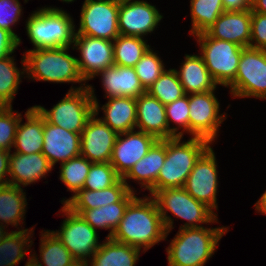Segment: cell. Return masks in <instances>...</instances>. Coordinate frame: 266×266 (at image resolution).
Returning <instances> with one entry per match:
<instances>
[{
    "instance_id": "cell-31",
    "label": "cell",
    "mask_w": 266,
    "mask_h": 266,
    "mask_svg": "<svg viewBox=\"0 0 266 266\" xmlns=\"http://www.w3.org/2000/svg\"><path fill=\"white\" fill-rule=\"evenodd\" d=\"M11 231L0 242V266L17 265L26 256L27 251L31 248L33 241L30 239L33 235V227L30 229ZM30 247V248H29Z\"/></svg>"
},
{
    "instance_id": "cell-42",
    "label": "cell",
    "mask_w": 266,
    "mask_h": 266,
    "mask_svg": "<svg viewBox=\"0 0 266 266\" xmlns=\"http://www.w3.org/2000/svg\"><path fill=\"white\" fill-rule=\"evenodd\" d=\"M22 6L19 0H0V28L9 31L21 44V38L12 30L22 15Z\"/></svg>"
},
{
    "instance_id": "cell-15",
    "label": "cell",
    "mask_w": 266,
    "mask_h": 266,
    "mask_svg": "<svg viewBox=\"0 0 266 266\" xmlns=\"http://www.w3.org/2000/svg\"><path fill=\"white\" fill-rule=\"evenodd\" d=\"M156 6L144 0H120L118 13L119 34L142 37L154 31L162 20Z\"/></svg>"
},
{
    "instance_id": "cell-16",
    "label": "cell",
    "mask_w": 266,
    "mask_h": 266,
    "mask_svg": "<svg viewBox=\"0 0 266 266\" xmlns=\"http://www.w3.org/2000/svg\"><path fill=\"white\" fill-rule=\"evenodd\" d=\"M156 141L157 139L153 135L139 130L118 134L110 164L115 168L116 173L123 178L147 154Z\"/></svg>"
},
{
    "instance_id": "cell-20",
    "label": "cell",
    "mask_w": 266,
    "mask_h": 266,
    "mask_svg": "<svg viewBox=\"0 0 266 266\" xmlns=\"http://www.w3.org/2000/svg\"><path fill=\"white\" fill-rule=\"evenodd\" d=\"M205 33L214 39L249 47L251 40V9L245 11H224Z\"/></svg>"
},
{
    "instance_id": "cell-11",
    "label": "cell",
    "mask_w": 266,
    "mask_h": 266,
    "mask_svg": "<svg viewBox=\"0 0 266 266\" xmlns=\"http://www.w3.org/2000/svg\"><path fill=\"white\" fill-rule=\"evenodd\" d=\"M66 216L58 231L51 230L76 260L88 261L99 249L98 233L80 214L72 212L64 204L60 212Z\"/></svg>"
},
{
    "instance_id": "cell-36",
    "label": "cell",
    "mask_w": 266,
    "mask_h": 266,
    "mask_svg": "<svg viewBox=\"0 0 266 266\" xmlns=\"http://www.w3.org/2000/svg\"><path fill=\"white\" fill-rule=\"evenodd\" d=\"M91 164L92 162L82 155L60 164L59 179L64 183L68 191L73 192L72 196L83 189Z\"/></svg>"
},
{
    "instance_id": "cell-27",
    "label": "cell",
    "mask_w": 266,
    "mask_h": 266,
    "mask_svg": "<svg viewBox=\"0 0 266 266\" xmlns=\"http://www.w3.org/2000/svg\"><path fill=\"white\" fill-rule=\"evenodd\" d=\"M130 192L123 178L102 190L82 189L69 199L61 200L68 209H93L120 202Z\"/></svg>"
},
{
    "instance_id": "cell-39",
    "label": "cell",
    "mask_w": 266,
    "mask_h": 266,
    "mask_svg": "<svg viewBox=\"0 0 266 266\" xmlns=\"http://www.w3.org/2000/svg\"><path fill=\"white\" fill-rule=\"evenodd\" d=\"M139 81L147 91L165 70L163 60L151 47L134 66Z\"/></svg>"
},
{
    "instance_id": "cell-32",
    "label": "cell",
    "mask_w": 266,
    "mask_h": 266,
    "mask_svg": "<svg viewBox=\"0 0 266 266\" xmlns=\"http://www.w3.org/2000/svg\"><path fill=\"white\" fill-rule=\"evenodd\" d=\"M22 59L21 65L24 68L21 71L16 67L13 56L0 58V106L2 107H12L13 99L17 94L20 82H22L20 77L26 73L24 54Z\"/></svg>"
},
{
    "instance_id": "cell-5",
    "label": "cell",
    "mask_w": 266,
    "mask_h": 266,
    "mask_svg": "<svg viewBox=\"0 0 266 266\" xmlns=\"http://www.w3.org/2000/svg\"><path fill=\"white\" fill-rule=\"evenodd\" d=\"M27 35L35 49L71 47L75 37L74 20L61 8L42 7L26 21Z\"/></svg>"
},
{
    "instance_id": "cell-34",
    "label": "cell",
    "mask_w": 266,
    "mask_h": 266,
    "mask_svg": "<svg viewBox=\"0 0 266 266\" xmlns=\"http://www.w3.org/2000/svg\"><path fill=\"white\" fill-rule=\"evenodd\" d=\"M142 37L119 35L113 40L114 64L134 67L151 47Z\"/></svg>"
},
{
    "instance_id": "cell-23",
    "label": "cell",
    "mask_w": 266,
    "mask_h": 266,
    "mask_svg": "<svg viewBox=\"0 0 266 266\" xmlns=\"http://www.w3.org/2000/svg\"><path fill=\"white\" fill-rule=\"evenodd\" d=\"M136 128L153 135L157 140L169 138L165 105L148 92L136 98Z\"/></svg>"
},
{
    "instance_id": "cell-8",
    "label": "cell",
    "mask_w": 266,
    "mask_h": 266,
    "mask_svg": "<svg viewBox=\"0 0 266 266\" xmlns=\"http://www.w3.org/2000/svg\"><path fill=\"white\" fill-rule=\"evenodd\" d=\"M199 54L217 85L228 86L234 81L243 47L220 39L209 37L205 32L194 35Z\"/></svg>"
},
{
    "instance_id": "cell-30",
    "label": "cell",
    "mask_w": 266,
    "mask_h": 266,
    "mask_svg": "<svg viewBox=\"0 0 266 266\" xmlns=\"http://www.w3.org/2000/svg\"><path fill=\"white\" fill-rule=\"evenodd\" d=\"M22 188L10 184L0 187V225L6 228L8 225L17 228L19 224L22 228L27 208L26 193Z\"/></svg>"
},
{
    "instance_id": "cell-50",
    "label": "cell",
    "mask_w": 266,
    "mask_h": 266,
    "mask_svg": "<svg viewBox=\"0 0 266 266\" xmlns=\"http://www.w3.org/2000/svg\"><path fill=\"white\" fill-rule=\"evenodd\" d=\"M68 266H88V265H87V261L75 260L71 264H69Z\"/></svg>"
},
{
    "instance_id": "cell-3",
    "label": "cell",
    "mask_w": 266,
    "mask_h": 266,
    "mask_svg": "<svg viewBox=\"0 0 266 266\" xmlns=\"http://www.w3.org/2000/svg\"><path fill=\"white\" fill-rule=\"evenodd\" d=\"M69 49L70 47L26 50V77L53 83H81V89L87 87L80 74L77 57L68 54Z\"/></svg>"
},
{
    "instance_id": "cell-48",
    "label": "cell",
    "mask_w": 266,
    "mask_h": 266,
    "mask_svg": "<svg viewBox=\"0 0 266 266\" xmlns=\"http://www.w3.org/2000/svg\"><path fill=\"white\" fill-rule=\"evenodd\" d=\"M255 209L258 213L266 214V190L261 195L260 199L254 204Z\"/></svg>"
},
{
    "instance_id": "cell-24",
    "label": "cell",
    "mask_w": 266,
    "mask_h": 266,
    "mask_svg": "<svg viewBox=\"0 0 266 266\" xmlns=\"http://www.w3.org/2000/svg\"><path fill=\"white\" fill-rule=\"evenodd\" d=\"M101 76L105 98L132 97L137 98L146 91L142 87L134 67H123L114 64L99 72Z\"/></svg>"
},
{
    "instance_id": "cell-1",
    "label": "cell",
    "mask_w": 266,
    "mask_h": 266,
    "mask_svg": "<svg viewBox=\"0 0 266 266\" xmlns=\"http://www.w3.org/2000/svg\"><path fill=\"white\" fill-rule=\"evenodd\" d=\"M166 229L151 196H137L128 204L124 216L113 232L111 239L131 245L143 252L156 243L166 241Z\"/></svg>"
},
{
    "instance_id": "cell-9",
    "label": "cell",
    "mask_w": 266,
    "mask_h": 266,
    "mask_svg": "<svg viewBox=\"0 0 266 266\" xmlns=\"http://www.w3.org/2000/svg\"><path fill=\"white\" fill-rule=\"evenodd\" d=\"M228 87L233 98L266 99V50L243 48L235 79Z\"/></svg>"
},
{
    "instance_id": "cell-10",
    "label": "cell",
    "mask_w": 266,
    "mask_h": 266,
    "mask_svg": "<svg viewBox=\"0 0 266 266\" xmlns=\"http://www.w3.org/2000/svg\"><path fill=\"white\" fill-rule=\"evenodd\" d=\"M120 0H85L76 34L113 41L119 36Z\"/></svg>"
},
{
    "instance_id": "cell-26",
    "label": "cell",
    "mask_w": 266,
    "mask_h": 266,
    "mask_svg": "<svg viewBox=\"0 0 266 266\" xmlns=\"http://www.w3.org/2000/svg\"><path fill=\"white\" fill-rule=\"evenodd\" d=\"M180 70H176L185 94L205 93L216 90L217 84L211 77L202 57L185 54Z\"/></svg>"
},
{
    "instance_id": "cell-51",
    "label": "cell",
    "mask_w": 266,
    "mask_h": 266,
    "mask_svg": "<svg viewBox=\"0 0 266 266\" xmlns=\"http://www.w3.org/2000/svg\"><path fill=\"white\" fill-rule=\"evenodd\" d=\"M7 235L8 231L6 232L5 226L0 225V242L3 241Z\"/></svg>"
},
{
    "instance_id": "cell-49",
    "label": "cell",
    "mask_w": 266,
    "mask_h": 266,
    "mask_svg": "<svg viewBox=\"0 0 266 266\" xmlns=\"http://www.w3.org/2000/svg\"><path fill=\"white\" fill-rule=\"evenodd\" d=\"M25 266H41V264L30 254L28 261Z\"/></svg>"
},
{
    "instance_id": "cell-46",
    "label": "cell",
    "mask_w": 266,
    "mask_h": 266,
    "mask_svg": "<svg viewBox=\"0 0 266 266\" xmlns=\"http://www.w3.org/2000/svg\"><path fill=\"white\" fill-rule=\"evenodd\" d=\"M224 11H245L251 9L250 0H222Z\"/></svg>"
},
{
    "instance_id": "cell-17",
    "label": "cell",
    "mask_w": 266,
    "mask_h": 266,
    "mask_svg": "<svg viewBox=\"0 0 266 266\" xmlns=\"http://www.w3.org/2000/svg\"><path fill=\"white\" fill-rule=\"evenodd\" d=\"M117 136L94 114L81 132L80 155L92 163L110 162Z\"/></svg>"
},
{
    "instance_id": "cell-13",
    "label": "cell",
    "mask_w": 266,
    "mask_h": 266,
    "mask_svg": "<svg viewBox=\"0 0 266 266\" xmlns=\"http://www.w3.org/2000/svg\"><path fill=\"white\" fill-rule=\"evenodd\" d=\"M210 146L196 161L188 175L184 189L196 200L205 204L213 212L218 209V171L213 148Z\"/></svg>"
},
{
    "instance_id": "cell-43",
    "label": "cell",
    "mask_w": 266,
    "mask_h": 266,
    "mask_svg": "<svg viewBox=\"0 0 266 266\" xmlns=\"http://www.w3.org/2000/svg\"><path fill=\"white\" fill-rule=\"evenodd\" d=\"M250 48L266 50V15L251 12Z\"/></svg>"
},
{
    "instance_id": "cell-22",
    "label": "cell",
    "mask_w": 266,
    "mask_h": 266,
    "mask_svg": "<svg viewBox=\"0 0 266 266\" xmlns=\"http://www.w3.org/2000/svg\"><path fill=\"white\" fill-rule=\"evenodd\" d=\"M52 166L43 153H15L9 158V184L26 187L33 184L52 170Z\"/></svg>"
},
{
    "instance_id": "cell-52",
    "label": "cell",
    "mask_w": 266,
    "mask_h": 266,
    "mask_svg": "<svg viewBox=\"0 0 266 266\" xmlns=\"http://www.w3.org/2000/svg\"><path fill=\"white\" fill-rule=\"evenodd\" d=\"M61 1L66 2V3H72V2H74L75 0H61Z\"/></svg>"
},
{
    "instance_id": "cell-33",
    "label": "cell",
    "mask_w": 266,
    "mask_h": 266,
    "mask_svg": "<svg viewBox=\"0 0 266 266\" xmlns=\"http://www.w3.org/2000/svg\"><path fill=\"white\" fill-rule=\"evenodd\" d=\"M40 233L39 258L44 266H68L76 260L52 231L42 230ZM31 255L43 266L35 253Z\"/></svg>"
},
{
    "instance_id": "cell-53",
    "label": "cell",
    "mask_w": 266,
    "mask_h": 266,
    "mask_svg": "<svg viewBox=\"0 0 266 266\" xmlns=\"http://www.w3.org/2000/svg\"><path fill=\"white\" fill-rule=\"evenodd\" d=\"M5 151V149L3 148V146L0 144V152Z\"/></svg>"
},
{
    "instance_id": "cell-25",
    "label": "cell",
    "mask_w": 266,
    "mask_h": 266,
    "mask_svg": "<svg viewBox=\"0 0 266 266\" xmlns=\"http://www.w3.org/2000/svg\"><path fill=\"white\" fill-rule=\"evenodd\" d=\"M26 122L20 117L13 147L15 153H42L44 117L32 106L25 112Z\"/></svg>"
},
{
    "instance_id": "cell-12",
    "label": "cell",
    "mask_w": 266,
    "mask_h": 266,
    "mask_svg": "<svg viewBox=\"0 0 266 266\" xmlns=\"http://www.w3.org/2000/svg\"><path fill=\"white\" fill-rule=\"evenodd\" d=\"M214 93L215 90L189 95V134L206 139L211 144L226 118L225 112L219 114L220 103Z\"/></svg>"
},
{
    "instance_id": "cell-7",
    "label": "cell",
    "mask_w": 266,
    "mask_h": 266,
    "mask_svg": "<svg viewBox=\"0 0 266 266\" xmlns=\"http://www.w3.org/2000/svg\"><path fill=\"white\" fill-rule=\"evenodd\" d=\"M50 124L81 134L87 121L94 115V101L87 87H72L52 109L34 106Z\"/></svg>"
},
{
    "instance_id": "cell-38",
    "label": "cell",
    "mask_w": 266,
    "mask_h": 266,
    "mask_svg": "<svg viewBox=\"0 0 266 266\" xmlns=\"http://www.w3.org/2000/svg\"><path fill=\"white\" fill-rule=\"evenodd\" d=\"M166 119L169 128V138L182 137L189 133V95L185 94L181 98L165 105ZM170 122L178 125L170 127ZM181 131L178 132V130Z\"/></svg>"
},
{
    "instance_id": "cell-14",
    "label": "cell",
    "mask_w": 266,
    "mask_h": 266,
    "mask_svg": "<svg viewBox=\"0 0 266 266\" xmlns=\"http://www.w3.org/2000/svg\"><path fill=\"white\" fill-rule=\"evenodd\" d=\"M71 48L80 52V58L76 59L85 81L94 79L96 74L114 65L113 41L75 33Z\"/></svg>"
},
{
    "instance_id": "cell-2",
    "label": "cell",
    "mask_w": 266,
    "mask_h": 266,
    "mask_svg": "<svg viewBox=\"0 0 266 266\" xmlns=\"http://www.w3.org/2000/svg\"><path fill=\"white\" fill-rule=\"evenodd\" d=\"M228 227L179 229L166 248L168 266H204Z\"/></svg>"
},
{
    "instance_id": "cell-29",
    "label": "cell",
    "mask_w": 266,
    "mask_h": 266,
    "mask_svg": "<svg viewBox=\"0 0 266 266\" xmlns=\"http://www.w3.org/2000/svg\"><path fill=\"white\" fill-rule=\"evenodd\" d=\"M140 249L106 238L87 261L88 266H135Z\"/></svg>"
},
{
    "instance_id": "cell-41",
    "label": "cell",
    "mask_w": 266,
    "mask_h": 266,
    "mask_svg": "<svg viewBox=\"0 0 266 266\" xmlns=\"http://www.w3.org/2000/svg\"><path fill=\"white\" fill-rule=\"evenodd\" d=\"M12 109V107L0 106V144L9 151L14 145L17 126L22 116L21 113Z\"/></svg>"
},
{
    "instance_id": "cell-37",
    "label": "cell",
    "mask_w": 266,
    "mask_h": 266,
    "mask_svg": "<svg viewBox=\"0 0 266 266\" xmlns=\"http://www.w3.org/2000/svg\"><path fill=\"white\" fill-rule=\"evenodd\" d=\"M146 92L158 99L164 105L185 95L175 68L169 70L165 69Z\"/></svg>"
},
{
    "instance_id": "cell-18",
    "label": "cell",
    "mask_w": 266,
    "mask_h": 266,
    "mask_svg": "<svg viewBox=\"0 0 266 266\" xmlns=\"http://www.w3.org/2000/svg\"><path fill=\"white\" fill-rule=\"evenodd\" d=\"M90 95L94 101V114L99 115L101 109L104 113L103 118L99 119L107 124L117 134H122L136 129V99L132 97H110L108 102L101 108L95 96L94 88L87 85Z\"/></svg>"
},
{
    "instance_id": "cell-4",
    "label": "cell",
    "mask_w": 266,
    "mask_h": 266,
    "mask_svg": "<svg viewBox=\"0 0 266 266\" xmlns=\"http://www.w3.org/2000/svg\"><path fill=\"white\" fill-rule=\"evenodd\" d=\"M181 139H166V157L156 180V191L184 187L196 161L211 145L203 138L191 137L185 142Z\"/></svg>"
},
{
    "instance_id": "cell-21",
    "label": "cell",
    "mask_w": 266,
    "mask_h": 266,
    "mask_svg": "<svg viewBox=\"0 0 266 266\" xmlns=\"http://www.w3.org/2000/svg\"><path fill=\"white\" fill-rule=\"evenodd\" d=\"M166 157V139L157 140L147 154L143 156L123 177L129 190L135 192L127 182L132 179L144 190H149L150 196L156 192V180Z\"/></svg>"
},
{
    "instance_id": "cell-47",
    "label": "cell",
    "mask_w": 266,
    "mask_h": 266,
    "mask_svg": "<svg viewBox=\"0 0 266 266\" xmlns=\"http://www.w3.org/2000/svg\"><path fill=\"white\" fill-rule=\"evenodd\" d=\"M251 12H258L266 15V0H252Z\"/></svg>"
},
{
    "instance_id": "cell-35",
    "label": "cell",
    "mask_w": 266,
    "mask_h": 266,
    "mask_svg": "<svg viewBox=\"0 0 266 266\" xmlns=\"http://www.w3.org/2000/svg\"><path fill=\"white\" fill-rule=\"evenodd\" d=\"M191 35L205 32L224 12L222 0H190Z\"/></svg>"
},
{
    "instance_id": "cell-40",
    "label": "cell",
    "mask_w": 266,
    "mask_h": 266,
    "mask_svg": "<svg viewBox=\"0 0 266 266\" xmlns=\"http://www.w3.org/2000/svg\"><path fill=\"white\" fill-rule=\"evenodd\" d=\"M120 178L110 162L92 163L83 189L102 190L114 185Z\"/></svg>"
},
{
    "instance_id": "cell-44",
    "label": "cell",
    "mask_w": 266,
    "mask_h": 266,
    "mask_svg": "<svg viewBox=\"0 0 266 266\" xmlns=\"http://www.w3.org/2000/svg\"><path fill=\"white\" fill-rule=\"evenodd\" d=\"M18 46V40L9 31L0 28V58L12 55Z\"/></svg>"
},
{
    "instance_id": "cell-45",
    "label": "cell",
    "mask_w": 266,
    "mask_h": 266,
    "mask_svg": "<svg viewBox=\"0 0 266 266\" xmlns=\"http://www.w3.org/2000/svg\"><path fill=\"white\" fill-rule=\"evenodd\" d=\"M9 158V150L0 152V187L9 184Z\"/></svg>"
},
{
    "instance_id": "cell-19",
    "label": "cell",
    "mask_w": 266,
    "mask_h": 266,
    "mask_svg": "<svg viewBox=\"0 0 266 266\" xmlns=\"http://www.w3.org/2000/svg\"><path fill=\"white\" fill-rule=\"evenodd\" d=\"M42 153L51 166L80 155L81 134L50 124L44 118Z\"/></svg>"
},
{
    "instance_id": "cell-28",
    "label": "cell",
    "mask_w": 266,
    "mask_h": 266,
    "mask_svg": "<svg viewBox=\"0 0 266 266\" xmlns=\"http://www.w3.org/2000/svg\"><path fill=\"white\" fill-rule=\"evenodd\" d=\"M136 197L135 192L130 191L120 202L107 204L93 209H70L80 216L97 231L98 229L109 230L106 238H111L124 216L128 204Z\"/></svg>"
},
{
    "instance_id": "cell-6",
    "label": "cell",
    "mask_w": 266,
    "mask_h": 266,
    "mask_svg": "<svg viewBox=\"0 0 266 266\" xmlns=\"http://www.w3.org/2000/svg\"><path fill=\"white\" fill-rule=\"evenodd\" d=\"M151 197L155 200L162 217L166 229V236L174 228V220L171 216L167 215V211L171 212L177 218H182L187 221L179 229L199 228L203 227L202 223L218 222L217 214L205 204L192 197L183 187L159 190Z\"/></svg>"
}]
</instances>
